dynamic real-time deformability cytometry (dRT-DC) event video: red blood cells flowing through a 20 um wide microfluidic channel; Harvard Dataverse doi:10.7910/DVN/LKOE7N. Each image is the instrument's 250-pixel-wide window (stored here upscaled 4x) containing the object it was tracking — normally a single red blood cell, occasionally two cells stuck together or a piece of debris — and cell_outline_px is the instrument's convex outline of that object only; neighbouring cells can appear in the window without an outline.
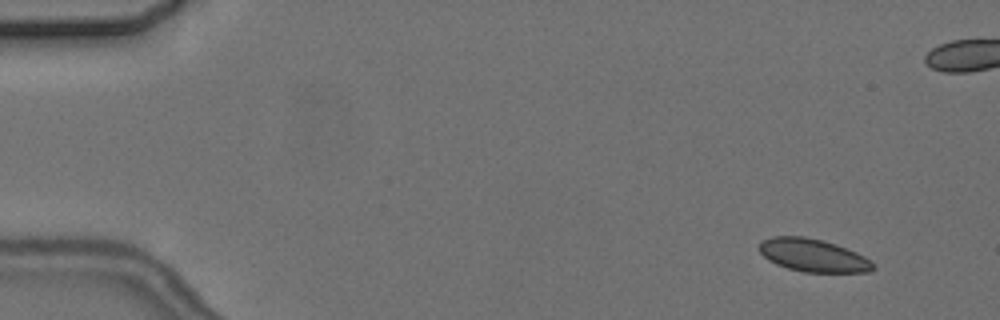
{"species": "common noctule bat (a hibernating species)", "species_latin": "Nyctalus noctula", "temperature_condition": "cold", "stored_images_in_passage": 6, "camera_frame_rate_fps": 3000, "um_per_image_px": 0.085, "animal": {"sex": "female", "body_mass_g": 24.6, "forearm_length_mm": 56.2}, "frame": {"image": 1, "passage_image": 2, "time_ms": 1.0, "image_size_px": [1000, 320], "cell_outline_px": [[876, 268], [868, 272], [804, 272], [788, 268], [776, 264], [768, 260], [760, 252], [760, 240], [772, 236], [804, 236], [836, 244], [856, 252], [864, 256]], "centroid_in_image_um": [69.08, 21.7], "position_along_channel_um": 15.9, "area_um2": 21.68}}